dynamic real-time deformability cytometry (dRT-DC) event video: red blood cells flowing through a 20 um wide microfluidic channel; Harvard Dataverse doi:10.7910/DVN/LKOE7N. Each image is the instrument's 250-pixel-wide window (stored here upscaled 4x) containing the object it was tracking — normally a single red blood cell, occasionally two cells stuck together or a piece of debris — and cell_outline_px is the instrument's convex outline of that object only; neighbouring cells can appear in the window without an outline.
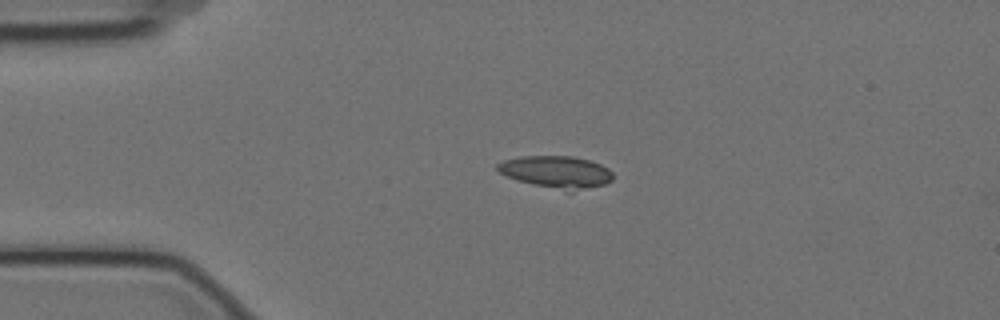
{"species": "Egyptian fruit bat (a non-hibernating species)", "species_latin": "Rousettus aegyptiacus", "temperature_condition": "cold", "stored_images_in_passage": 3, "camera_frame_rate_fps": 3000, "um_per_image_px": 0.085, "animal": {"sex": "female"}, "frame": {"image": 1, "passage_image": 2, "time_ms": 0.333, "image_size_px": [1000, 320], "cell_outline_px": [[612, 180], [604, 184], [572, 192], [564, 192], [516, 180], [500, 172], [496, 168], [496, 164], [504, 160], [520, 156], [572, 156], [588, 160], [600, 164], [608, 168], [612, 172]], "centroid_in_image_um": [47.28, 14.63], "position_along_channel_um": 37.7, "area_um2": 21.79}}